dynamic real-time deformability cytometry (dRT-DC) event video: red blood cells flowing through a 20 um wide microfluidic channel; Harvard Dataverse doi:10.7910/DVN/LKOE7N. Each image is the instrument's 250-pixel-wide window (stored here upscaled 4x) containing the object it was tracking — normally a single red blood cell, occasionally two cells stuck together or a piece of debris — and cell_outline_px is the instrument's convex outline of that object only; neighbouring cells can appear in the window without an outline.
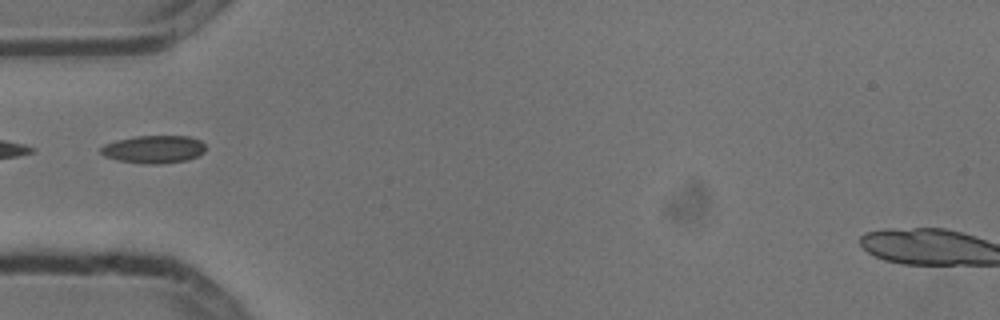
{"species": "common noctule bat (a hibernating species)", "species_latin": "Nyctalus noctula", "temperature_condition": "cold", "stored_images_in_passage": 4, "segment_of_instrument_passage": [2, 2], "camera_frame_rate_fps": 3000, "um_per_image_px": 0.085, "animal": {"sex": "male", "body_mass_g": 13.3}, "frame": {"image": 1, "passage_image": 4, "time_ms": 1.0, "image_size_px": [1000, 320], "cell_outline_px": [[204, 152], [200, 156], [188, 160], [160, 164], [144, 164], [120, 160], [104, 156], [100, 152], [100, 148], [104, 144], [116, 140], [136, 136], [188, 136], [200, 140], [204, 144]], "centroid_in_image_um": [13.08, 12.69], "position_along_channel_um": 71.9, "area_um2": 17.05}}